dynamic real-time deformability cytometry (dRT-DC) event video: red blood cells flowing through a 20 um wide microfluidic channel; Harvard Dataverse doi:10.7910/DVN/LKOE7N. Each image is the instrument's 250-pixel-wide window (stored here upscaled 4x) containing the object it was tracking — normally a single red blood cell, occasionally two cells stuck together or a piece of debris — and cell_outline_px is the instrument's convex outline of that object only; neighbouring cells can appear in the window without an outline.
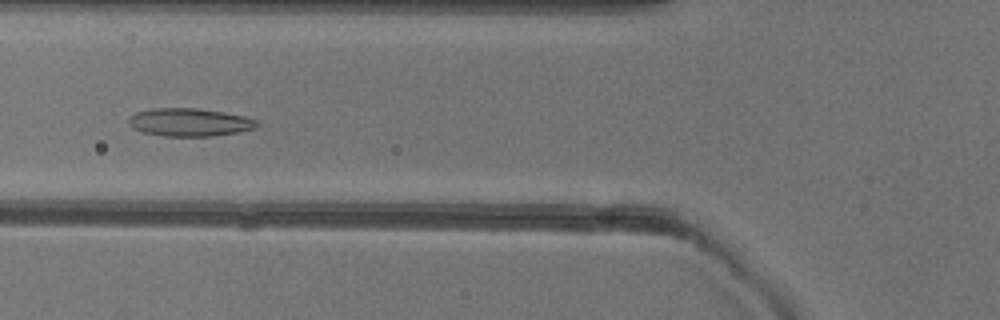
{"species": "common noctule bat (a hibernating species)", "species_latin": "Nyctalus noctula", "temperature_condition": "warm", "stored_images_in_passage": 49, "camera_frame_rate_fps": 3000, "um_per_image_px": 0.085, "animal": {"sex": "female"}, "frame": {"image": 1, "passage_image": 17, "time_ms": 5.333, "image_size_px": [1000, 320], "cell_outline_px": [[260, 124], [256, 128], [236, 132], [212, 136], [164, 136], [144, 132], [132, 128], [128, 124], [128, 120], [136, 112], [152, 108], [196, 108], [224, 112], [244, 116], [256, 120]], "centroid_in_image_um": [16.11, 10.39], "position_along_channel_um": 109.7, "area_um2": 20.87}}
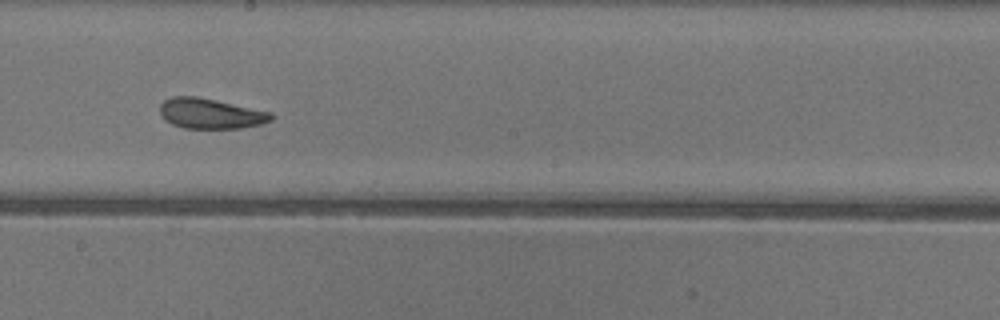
{"frame": {"image": 2, "passage_image": 26, "time_ms": 8.333, "image_size_px": [1000, 320], "cell_outline_px": [[272, 120], [260, 124], [240, 128], [184, 128], [172, 124], [164, 120], [160, 112], [160, 104], [164, 100], [172, 96], [196, 96], [216, 100], [272, 112]], "centroid_in_image_um": [17.87, 9.65], "position_along_channel_um": 230.3, "area_um2": 19.59}}
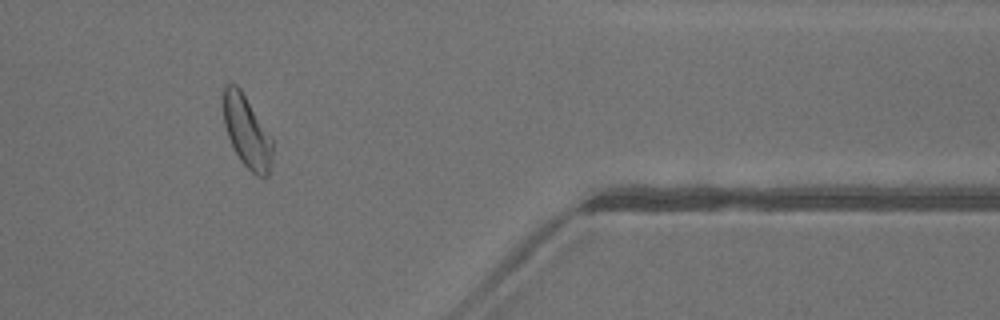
{"frame": {"image": 3, "passage_image": 40, "time_ms": 13.0, "image_size_px": [1000, 320], "cell_outline_px": [[272, 164], [268, 176], [256, 176], [240, 160], [228, 136], [224, 124], [224, 84], [236, 84], [240, 88], [272, 136]], "centroid_in_image_um": [21.01, 11.2], "position_along_channel_um": 390.4, "area_um2": 20.52}, "authors_computed_cell_mechanics": {"area_um2": 21.2704, "velocity_mm_per_s": 4.0194, "shape_relaxation_time_tau1_ms": 4.3197, "shape_relaxation_time_tau2_ms": 1.5554, "deformation_change_tau1": 0.1236, "deformation_change_tau2": 0.0757}}